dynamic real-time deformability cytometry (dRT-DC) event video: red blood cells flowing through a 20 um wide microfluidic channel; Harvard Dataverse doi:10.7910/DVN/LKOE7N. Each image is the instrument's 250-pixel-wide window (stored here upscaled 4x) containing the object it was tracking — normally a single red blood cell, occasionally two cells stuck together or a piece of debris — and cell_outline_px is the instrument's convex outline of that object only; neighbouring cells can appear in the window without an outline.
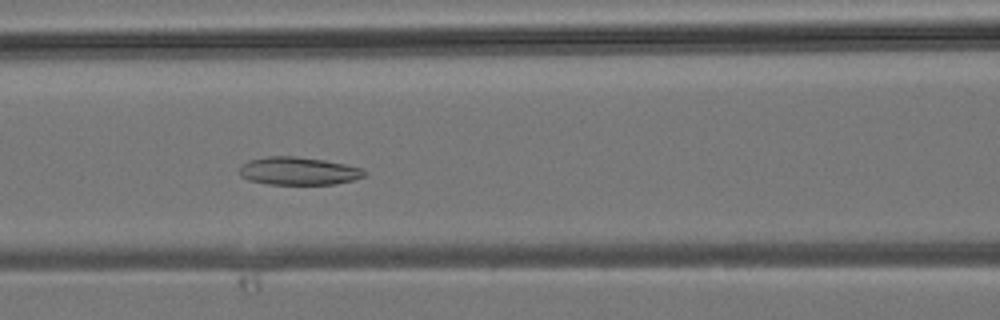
{"species": "common noctule bat (a hibernating species)", "species_latin": "Nyctalus noctula", "temperature_condition": "room temperature", "stored_images_in_passage": 31, "camera_frame_rate_fps": 3000, "um_per_image_px": 0.085, "animal": {"sex": "male", "body_mass_g": 19.2, "forearm_length_mm": 51.8}, "frame": {"image": 1, "passage_image": 12, "time_ms": 3.667, "image_size_px": [1000, 320], "cell_outline_px": [[368, 172], [364, 176], [352, 180], [332, 184], [268, 184], [248, 180], [240, 176], [240, 168], [248, 160], [268, 156], [292, 156], [324, 160], [344, 164], [360, 168]], "centroid_in_image_um": [25.35, 14.53], "position_along_channel_um": 141.3, "area_um2": 20.11}}
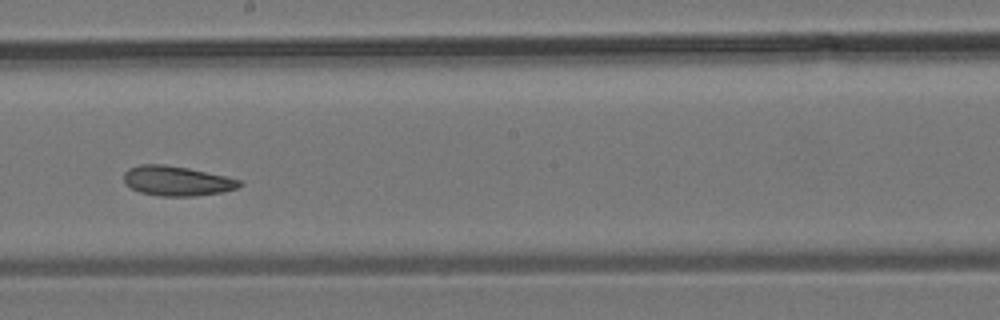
{"frame": {"image": 2, "passage_image": 17, "time_ms": 5.333, "image_size_px": [1000, 320], "cell_outline_px": [[244, 184], [236, 188], [220, 192], [192, 196], [160, 196], [140, 192], [124, 184], [124, 172], [128, 168], [140, 164], [164, 164], [188, 168], [224, 176], [240, 180]], "centroid_in_image_um": [14.98, 15.37], "position_along_channel_um": 233.2, "area_um2": 19.94}}
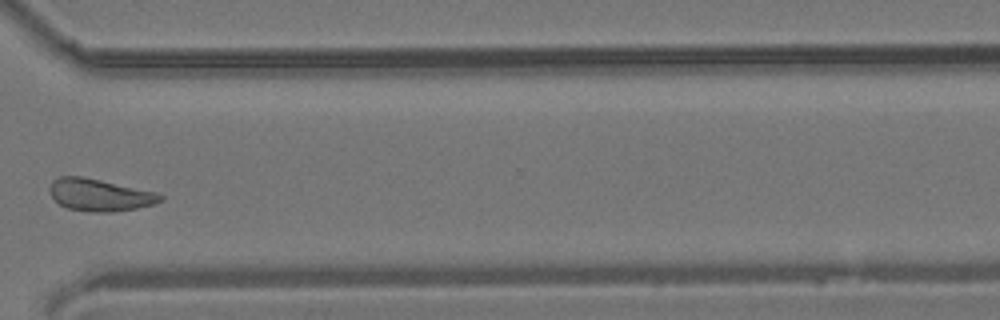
{"frame": {"image": 3, "passage_image": 24, "time_ms": 7.667, "image_size_px": [1000, 320], "cell_outline_px": [[164, 200], [152, 204], [136, 208], [108, 212], [88, 212], [68, 208], [60, 204], [52, 196], [48, 188], [52, 180], [60, 176], [80, 176], [100, 180], [152, 192], [164, 196]], "centroid_in_image_um": [8.41, 16.57], "position_along_channel_um": 362.2, "area_um2": 20.35}}